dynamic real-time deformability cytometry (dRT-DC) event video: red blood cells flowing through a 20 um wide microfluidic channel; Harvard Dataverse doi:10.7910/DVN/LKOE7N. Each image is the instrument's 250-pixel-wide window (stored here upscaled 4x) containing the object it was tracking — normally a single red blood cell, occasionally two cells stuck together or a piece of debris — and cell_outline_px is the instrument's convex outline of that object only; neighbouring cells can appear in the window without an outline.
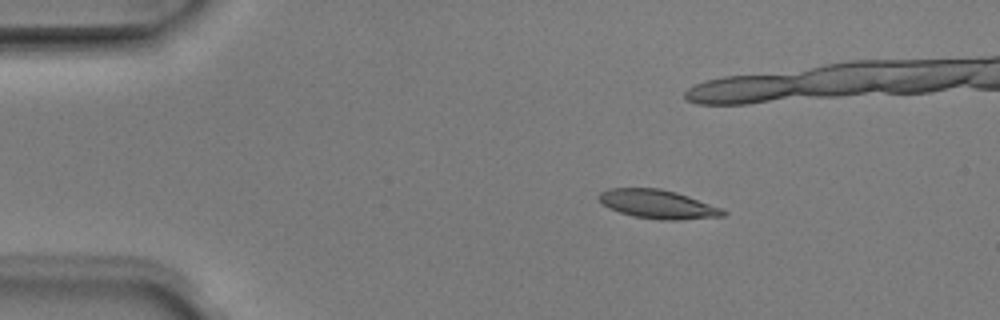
{"species": "Egyptian fruit bat (a non-hibernating species)", "species_latin": "Rousettus aegyptiacus", "temperature_condition": "room temperature", "stored_images_in_passage": 35, "camera_frame_rate_fps": 3000, "um_per_image_px": 0.085, "animal": {"sex": "male"}, "frame": {"image": 1, "passage_image": 9, "time_ms": 2.667, "image_size_px": [1000, 320], "cell_outline_px": [[728, 212], [724, 216], [680, 220], [660, 220], [632, 216], [608, 208], [600, 200], [600, 192], [608, 188], [660, 188], [676, 192], [688, 196], [720, 208]], "centroid_in_image_um": [55.91, 17.36], "position_along_channel_um": 29.1, "area_um2": 20.69}}